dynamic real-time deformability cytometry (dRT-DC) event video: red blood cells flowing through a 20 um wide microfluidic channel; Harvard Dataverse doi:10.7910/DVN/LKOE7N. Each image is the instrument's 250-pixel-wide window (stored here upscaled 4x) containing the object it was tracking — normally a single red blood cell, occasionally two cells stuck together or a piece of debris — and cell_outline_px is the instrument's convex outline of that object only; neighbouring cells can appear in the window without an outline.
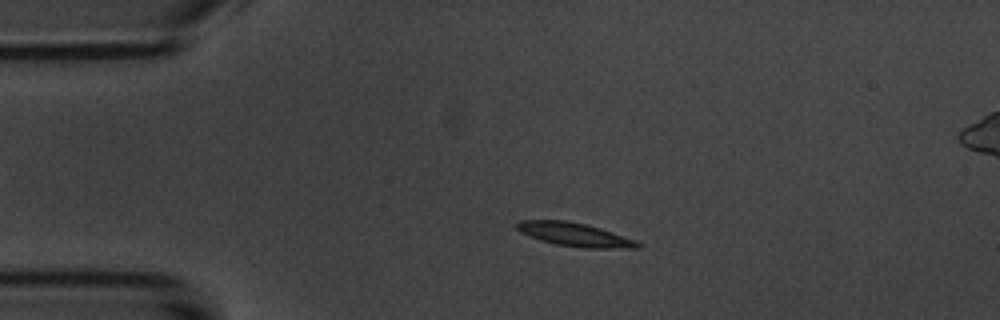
{"species": "common noctule bat (a hibernating species)", "species_latin": "Nyctalus noctula", "temperature_condition": "room temperature", "stored_images_in_passage": 5, "camera_frame_rate_fps": 3000, "um_per_image_px": 0.085, "animal": {"sex": "male", "body_mass_g": 20.1, "forearm_length_mm": 53.5}, "frame": {"image": 1, "passage_image": 4, "time_ms": 3.333, "image_size_px": [1000, 320], "cell_outline_px": [[644, 244], [640, 248], [584, 248], [556, 244], [540, 240], [520, 232], [512, 224], [520, 220], [564, 220], [588, 224], [636, 240]], "centroid_in_image_um": [48.85, 19.93], "position_along_channel_um": 36.2, "area_um2": 16.76}}